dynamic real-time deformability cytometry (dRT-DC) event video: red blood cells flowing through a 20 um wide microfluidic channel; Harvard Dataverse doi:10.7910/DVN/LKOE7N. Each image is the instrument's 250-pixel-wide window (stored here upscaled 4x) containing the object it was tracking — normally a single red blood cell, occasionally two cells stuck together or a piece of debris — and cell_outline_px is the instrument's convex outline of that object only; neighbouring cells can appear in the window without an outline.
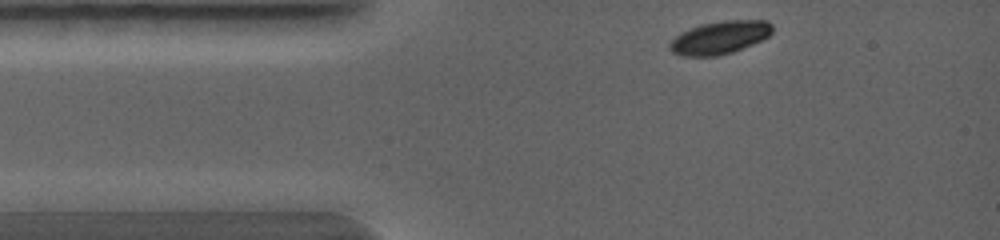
{"species": "common noctule bat (a hibernating species)", "species_latin": "Nyctalus noctula", "temperature_condition": "warm", "stored_images_in_passage": 4, "camera_frame_rate_fps": 5000, "um_per_image_px": 0.085, "animal": {"sex": "female", "body_mass_g": 19.0, "forearm_length_mm": 56.7}, "frame": {"image": 1, "passage_image": 1, "time_ms": 0.0, "image_size_px": [1000, 240], "cell_outline_px": [[772, 32], [768, 36], [752, 44], [732, 52], [720, 56], [680, 56], [672, 52], [668, 48], [668, 44], [680, 32], [700, 24], [724, 20], [768, 20], [772, 24]], "centroid_in_image_um": [61.15, 3.19], "position_along_channel_um": 23.8, "area_um2": 19.83}}
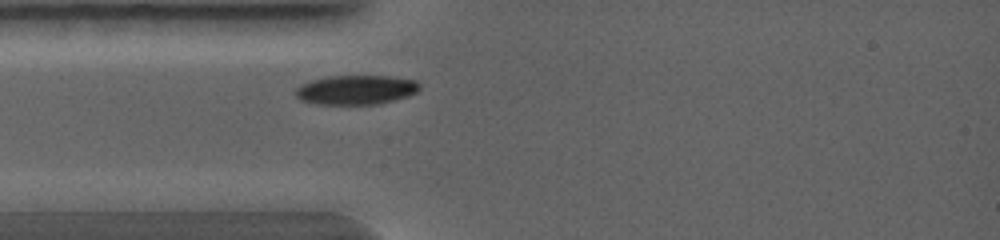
{"frame": {"image": 2, "passage_image": 3, "time_ms": 1.0, "image_size_px": [1000, 240], "cell_outline_px": [[420, 88], [416, 92], [408, 96], [380, 104], [316, 104], [300, 100], [296, 96], [296, 88], [300, 84], [312, 80], [328, 76], [388, 76], [416, 80], [420, 84]], "centroid_in_image_um": [30.26, 7.63], "position_along_channel_um": 54.7, "area_um2": 21.27}}
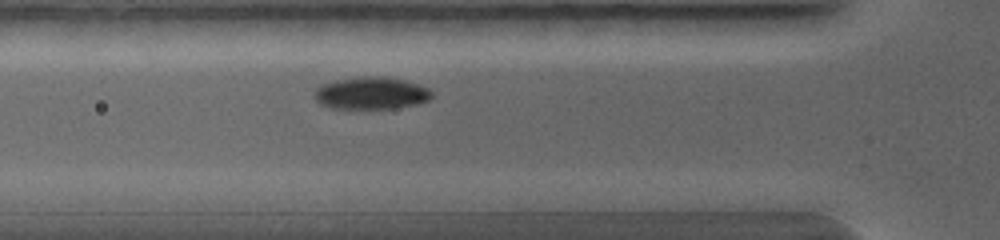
{"frame": {"image": 3, "passage_image": 4, "time_ms": 1.6, "image_size_px": [1000, 240], "cell_outline_px": [[432, 96], [428, 100], [416, 104], [396, 108], [328, 108], [320, 104], [316, 100], [316, 88], [324, 84], [336, 80], [368, 76], [380, 76], [404, 80], [428, 88], [432, 92]], "centroid_in_image_um": [31.55, 7.92], "position_along_channel_um": 94.2, "area_um2": 21.73}}